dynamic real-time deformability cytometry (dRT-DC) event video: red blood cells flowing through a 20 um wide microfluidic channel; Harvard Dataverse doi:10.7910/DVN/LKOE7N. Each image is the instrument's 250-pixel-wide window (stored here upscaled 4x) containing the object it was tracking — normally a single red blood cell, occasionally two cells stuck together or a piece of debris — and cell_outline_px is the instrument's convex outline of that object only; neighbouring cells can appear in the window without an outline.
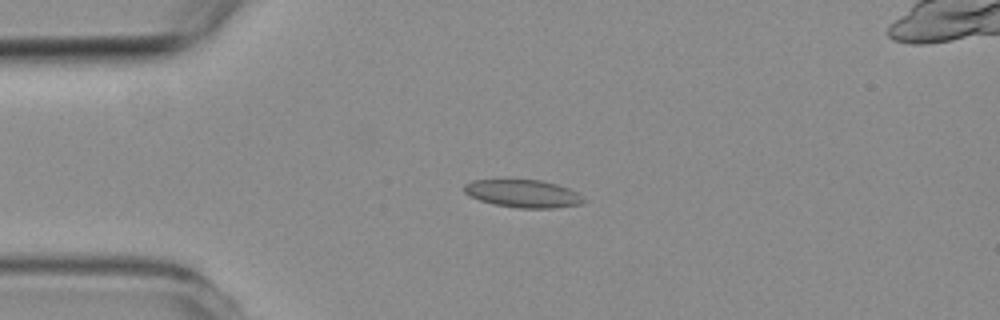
{"species": "common noctule bat (a hibernating species)", "species_latin": "Nyctalus noctula", "temperature_condition": "room temperature", "stored_images_in_passage": 6, "camera_frame_rate_fps": 3000, "um_per_image_px": 0.085, "animal": {"sex": "female", "body_mass_g": 19.3, "forearm_length_mm": 54.1}, "frame": {"image": 1, "passage_image": 4, "time_ms": 3.667, "image_size_px": [1000, 320], "cell_outline_px": [[588, 200], [584, 204], [552, 208], [520, 208], [492, 204], [468, 196], [464, 192], [464, 184], [472, 180], [540, 180], [556, 184], [568, 188], [576, 192]], "centroid_in_image_um": [44.47, 16.46], "position_along_channel_um": 40.5, "area_um2": 19.42}}